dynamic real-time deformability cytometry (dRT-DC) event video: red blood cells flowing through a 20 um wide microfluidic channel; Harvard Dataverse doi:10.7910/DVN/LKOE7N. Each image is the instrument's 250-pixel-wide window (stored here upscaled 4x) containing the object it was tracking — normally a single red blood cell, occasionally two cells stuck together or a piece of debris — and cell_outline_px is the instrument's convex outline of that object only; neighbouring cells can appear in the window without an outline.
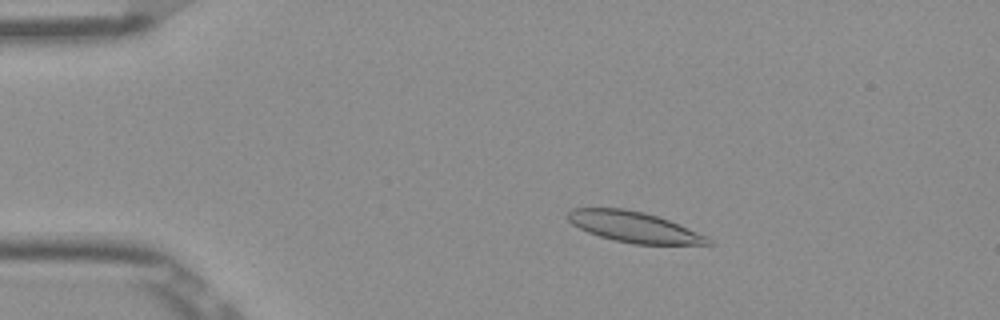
{"species": "Egyptian fruit bat (a non-hibernating species)", "species_latin": "Rousettus aegyptiacus", "temperature_condition": "room temperature", "stored_images_in_passage": 53, "camera_frame_rate_fps": 3000, "um_per_image_px": 0.085, "frame": {"image": 1, "passage_image": 10, "time_ms": 3.0, "image_size_px": [1000, 320], "cell_outline_px": [[712, 244], [636, 244], [616, 240], [600, 236], [588, 232], [572, 224], [568, 220], [568, 212], [572, 208], [624, 208], [644, 212], [668, 220], [708, 236], [712, 240]], "centroid_in_image_um": [53.89, 19.28], "position_along_channel_um": 31.1, "area_um2": 24.74}}
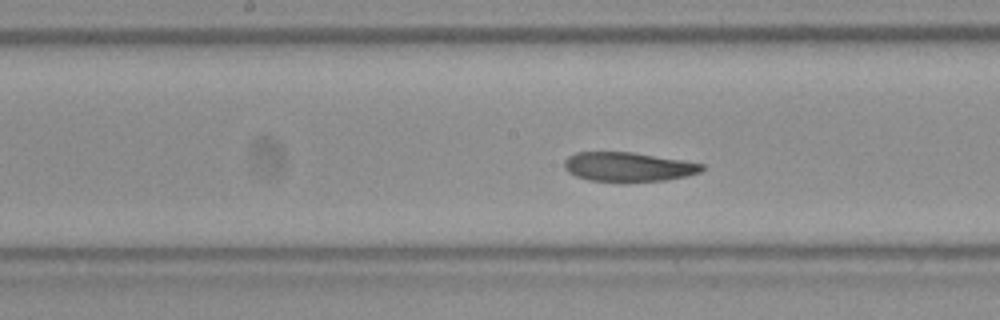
{"frame": {"image": 2, "passage_image": 27, "time_ms": 8.667, "image_size_px": [1000, 320], "cell_outline_px": [[704, 168], [700, 172], [684, 176], [664, 180], [588, 180], [576, 176], [568, 172], [564, 168], [564, 160], [568, 156], [576, 152], [632, 152], [684, 160], [704, 164]], "centroid_in_image_um": [53.37, 14.15], "position_along_channel_um": 194.8, "area_um2": 23.0}}
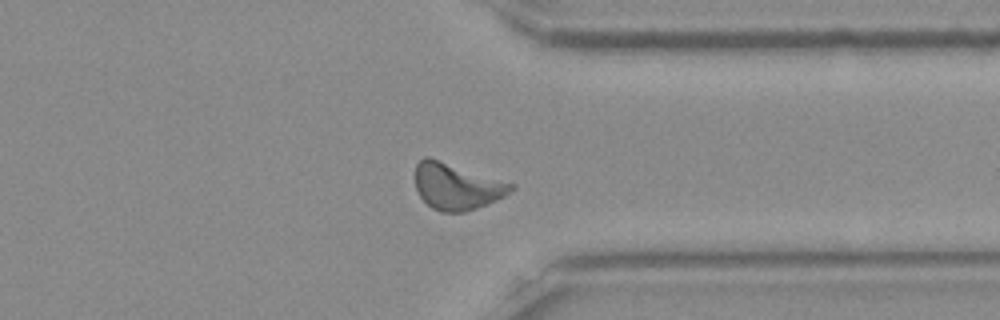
{"frame": {"image": 3, "passage_image": 41, "time_ms": 13.333, "image_size_px": [1000, 320], "cell_outline_px": [[516, 184], [504, 196], [488, 204], [464, 212], [440, 212], [432, 208], [420, 196], [416, 188], [416, 164], [424, 156], [428, 156]], "centroid_in_image_um": [38.81, 15.84], "position_along_channel_um": 372.6, "area_um2": 25.78}, "authors_computed_cell_mechanics": {"area_um2": 24.6228, "velocity_mm_per_s": 3.8565, "shape_relaxation_time_tau1_ms": 8.5989, "shape_relaxation_time_tau2_ms": 9.2186, "deformation_change_tau1": 0.2078, "deformation_change_tau2": 0.168}}